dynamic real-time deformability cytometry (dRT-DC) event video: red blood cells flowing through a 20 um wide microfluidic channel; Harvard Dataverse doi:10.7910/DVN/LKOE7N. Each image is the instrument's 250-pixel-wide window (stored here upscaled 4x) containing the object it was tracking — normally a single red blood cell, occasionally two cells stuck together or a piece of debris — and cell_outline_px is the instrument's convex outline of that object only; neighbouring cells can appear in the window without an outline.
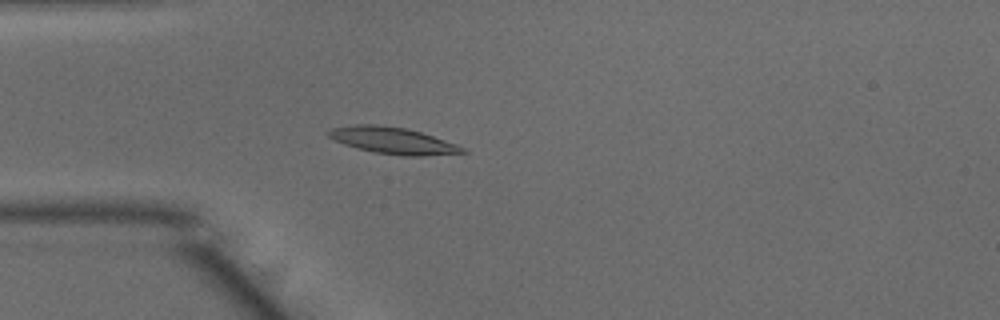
{"species": "common noctule bat (a hibernating species)", "species_latin": "Nyctalus noctula", "temperature_condition": "warm", "stored_images_in_passage": 50, "camera_frame_rate_fps": 3000, "um_per_image_px": 0.085, "animal": {"sex": "male", "body_mass_g": 15.6}, "frame": {"image": 1, "passage_image": 14, "time_ms": 4.333, "image_size_px": [1000, 320], "cell_outline_px": [[468, 152], [424, 156], [400, 156], [372, 152], [344, 144], [328, 136], [328, 132], [332, 128], [356, 124], [376, 124], [404, 128], [420, 132], [456, 144], [464, 148]], "centroid_in_image_um": [33.39, 11.96], "position_along_channel_um": 51.6, "area_um2": 20.58}}
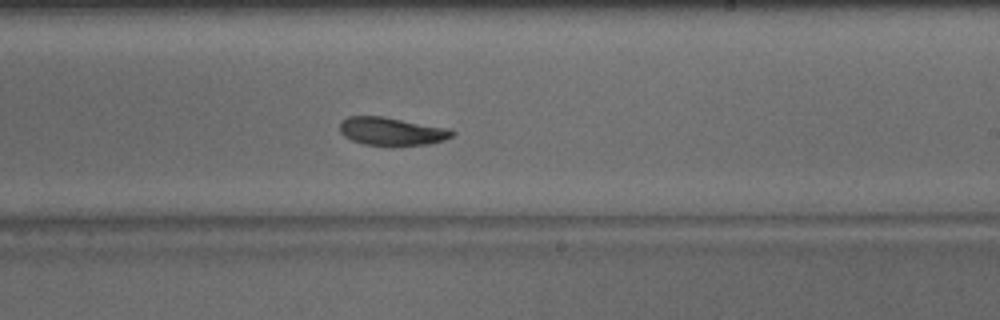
{"frame": {"image": 2, "passage_image": 30, "time_ms": 9.667, "image_size_px": [1000, 320], "cell_outline_px": [[456, 132], [452, 136], [444, 140], [428, 144], [364, 144], [352, 140], [344, 136], [340, 132], [340, 120], [348, 116], [384, 116], [448, 128]], "centroid_in_image_um": [33.27, 11.13], "position_along_channel_um": 255.7, "area_um2": 18.09}}
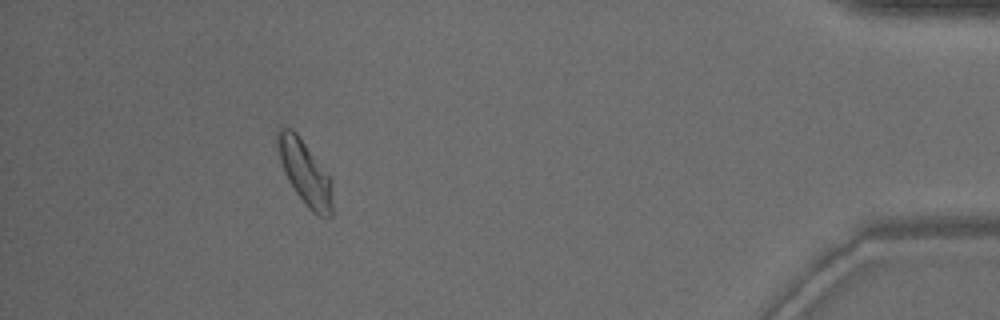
{"frame": {"image": 3, "passage_image": 46, "time_ms": 15.0, "image_size_px": [1000, 320], "cell_outline_px": [[332, 216], [320, 216], [312, 212], [308, 208], [296, 192], [288, 180], [284, 172], [280, 160], [276, 144], [276, 132], [280, 128], [292, 128], [296, 132], [332, 180]], "centroid_in_image_um": [25.91, 14.66], "position_along_channel_um": 409.3, "area_um2": 20.35}, "authors_computed_cell_mechanics": {"area_um2": 19.3052, "velocity_mm_per_s": 3.9732, "shape_relaxation_time_tau1_ms": 5.9473, "shape_relaxation_time_tau2_ms": 8.1064, "deformation_change_tau1": 0.1631, "deformation_change_tau2": 0.1712}}